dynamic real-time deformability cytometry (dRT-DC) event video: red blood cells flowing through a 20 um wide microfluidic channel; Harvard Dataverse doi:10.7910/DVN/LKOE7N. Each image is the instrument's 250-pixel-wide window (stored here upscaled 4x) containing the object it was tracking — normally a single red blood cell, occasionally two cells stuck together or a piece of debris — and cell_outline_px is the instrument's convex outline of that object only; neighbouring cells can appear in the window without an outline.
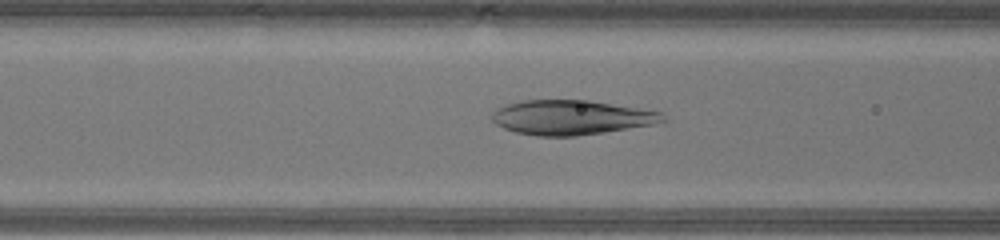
{"species": "human", "species_latin": "Homo sapiens", "temperature_condition": "warm", "stored_images_in_passage": 17, "camera_frame_rate_fps": 3000, "um_per_image_px": 0.085, "donor": {"sex": "male"}, "frame": {"image": 1, "passage_image": 12, "time_ms": 3.667, "image_size_px": [1000, 240], "cell_outline_px": [[664, 120], [652, 124], [604, 132], [576, 136], [536, 136], [516, 132], [504, 128], [496, 124], [492, 120], [492, 112], [496, 108], [508, 104], [524, 100], [588, 100], [664, 112]], "centroid_in_image_um": [48.52, 9.98], "position_along_channel_um": 118.1, "area_um2": 34.22}}
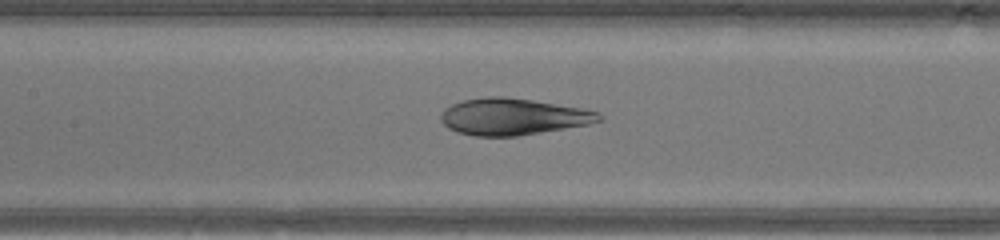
{"frame": {"image": 2, "passage_image": 15, "time_ms": 4.667, "image_size_px": [1000, 240], "cell_outline_px": [[604, 120], [588, 124], [516, 136], [472, 136], [456, 132], [448, 128], [440, 120], [440, 116], [444, 108], [452, 104], [464, 100], [484, 96], [504, 96], [532, 100], [584, 108], [600, 112], [604, 116]], "centroid_in_image_um": [43.6, 9.91], "position_along_channel_um": 163.8, "area_um2": 33.99}}